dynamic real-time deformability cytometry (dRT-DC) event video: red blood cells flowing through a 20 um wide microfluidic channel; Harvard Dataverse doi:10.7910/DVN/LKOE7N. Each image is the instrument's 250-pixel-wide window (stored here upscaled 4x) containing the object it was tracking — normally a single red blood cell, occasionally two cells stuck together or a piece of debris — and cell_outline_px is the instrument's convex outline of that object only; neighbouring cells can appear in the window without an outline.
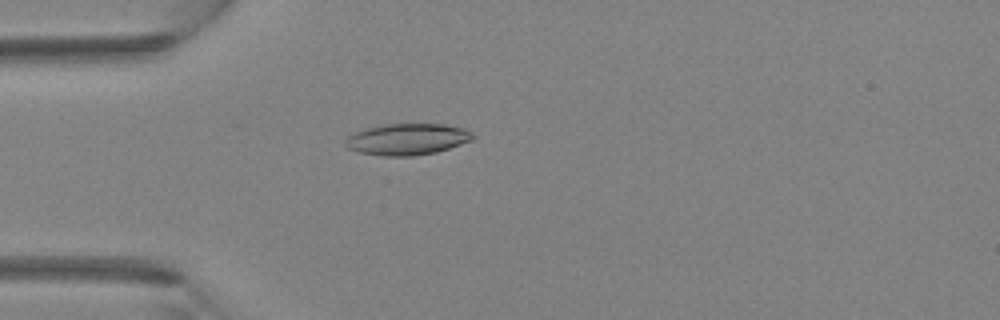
{"species": "Egyptian fruit bat (a non-hibernating species)", "species_latin": "Rousettus aegyptiacus", "temperature_condition": "room temperature", "stored_images_in_passage": 2, "camera_frame_rate_fps": 3000, "um_per_image_px": 0.085, "animal": {"sex": "female"}, "frame": {"image": 1, "passage_image": 2, "time_ms": 0.333, "image_size_px": [1000, 320], "cell_outline_px": [[476, 136], [472, 140], [436, 152], [412, 156], [384, 156], [360, 152], [348, 148], [344, 144], [344, 140], [348, 136], [364, 128], [380, 124], [444, 124], [464, 128], [472, 132]], "centroid_in_image_um": [34.61, 11.82], "position_along_channel_um": 50.4, "area_um2": 23.41}}